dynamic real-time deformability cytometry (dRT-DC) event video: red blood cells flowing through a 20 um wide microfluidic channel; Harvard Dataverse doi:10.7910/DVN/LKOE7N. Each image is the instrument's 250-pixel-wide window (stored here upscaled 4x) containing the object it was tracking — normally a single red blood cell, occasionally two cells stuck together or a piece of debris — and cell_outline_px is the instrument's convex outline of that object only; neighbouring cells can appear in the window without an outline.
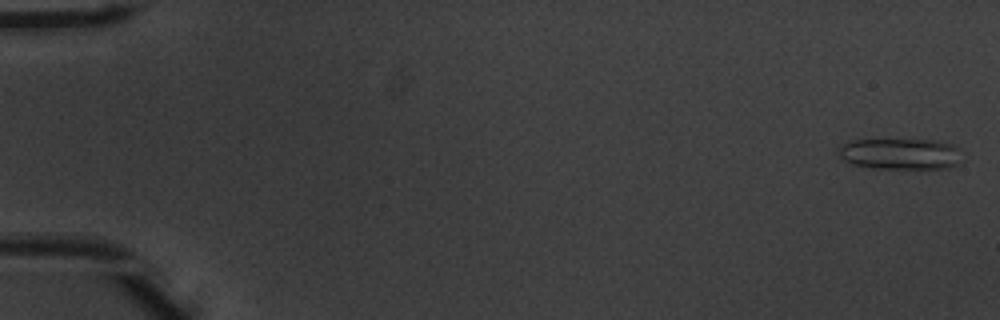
{"species": "common noctule bat (a hibernating species)", "species_latin": "Nyctalus noctula", "temperature_condition": "warm", "stored_images_in_passage": 53, "camera_frame_rate_fps": 3000, "um_per_image_px": 0.085, "animal": {"sex": "male", "body_mass_g": 20.1, "forearm_length_mm": 53.5}, "frame": {"image": 1, "passage_image": 2, "time_ms": 0.333, "image_size_px": [1000, 320], "cell_outline_px": [[960, 164], [948, 168], [872, 168], [852, 164], [844, 160], [840, 156], [840, 148], [844, 144], [852, 140], [936, 140], [952, 144], [960, 148]], "centroid_in_image_um": [76.59, 13.08], "position_along_channel_um": 8.4, "area_um2": 22.31}}
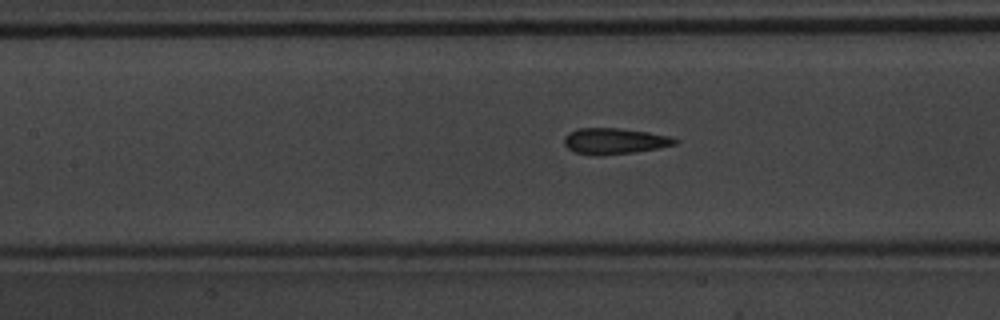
{"frame": {"image": 2, "passage_image": 25, "time_ms": 8.0, "image_size_px": [1000, 320], "cell_outline_px": [[680, 140], [676, 144], [660, 148], [632, 152], [600, 156], [592, 156], [576, 152], [568, 148], [564, 144], [564, 136], [568, 132], [576, 128], [620, 128], [648, 132], [668, 136]], "centroid_in_image_um": [52.2, 11.99], "position_along_channel_um": 155.2, "area_um2": 16.94}}
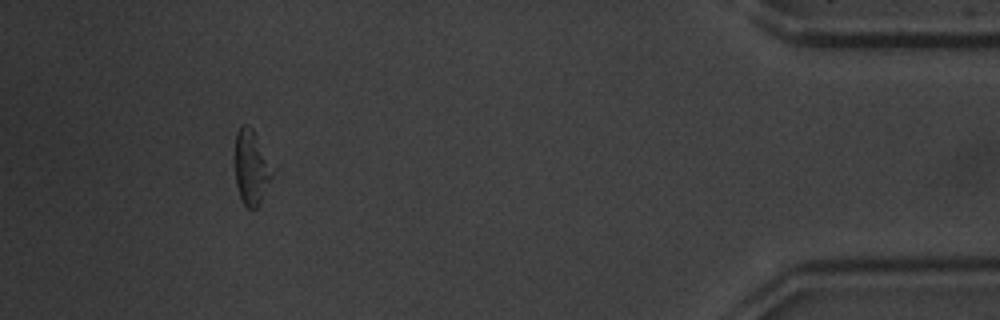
{"frame": {"image": 3, "passage_image": 49, "time_ms": 16.0, "image_size_px": [1000, 320], "cell_outline_px": [[276, 168], [260, 204], [256, 208], [248, 208], [244, 204], [240, 196], [236, 184], [236, 132], [240, 124], [248, 124], [252, 128]], "centroid_in_image_um": [21.41, 14.2], "position_along_channel_um": 413.8, "area_um2": 16.53}, "authors_computed_cell_mechanics": {"area_um2": 17.1088, "velocity_mm_per_s": 3.9364, "shape_relaxation_time_tau1_ms": 3.9395, "shape_relaxation_time_tau2_ms": 1.5022, "deformation_change_tau1": 0.1126, "deformation_change_tau2": 0.0905}}